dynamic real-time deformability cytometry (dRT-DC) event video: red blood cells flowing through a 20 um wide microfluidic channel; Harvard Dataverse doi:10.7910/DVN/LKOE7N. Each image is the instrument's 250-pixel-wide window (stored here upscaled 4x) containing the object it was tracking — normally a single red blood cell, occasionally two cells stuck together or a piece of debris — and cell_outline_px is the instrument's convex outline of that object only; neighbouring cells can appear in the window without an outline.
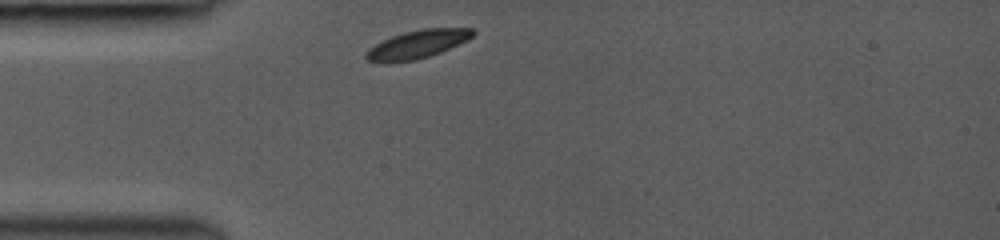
{"species": "common noctule bat (a hibernating species)", "species_latin": "Nyctalus noctula", "temperature_condition": "room temperature", "stored_images_in_passage": 23, "camera_frame_rate_fps": 3000, "um_per_image_px": 0.085, "animal": {"sex": "female", "body_mass_g": 19.0, "forearm_length_mm": 53.3}, "frame": {"image": 1, "passage_image": 1, "time_ms": 0.0, "image_size_px": [1000, 240], "cell_outline_px": [[476, 32], [472, 36], [440, 52], [416, 60], [384, 64], [368, 60], [364, 56], [364, 52], [368, 48], [392, 36], [404, 32], [420, 28], [472, 28]], "centroid_in_image_um": [35.39, 3.78], "position_along_channel_um": 49.6, "area_um2": 17.51}}
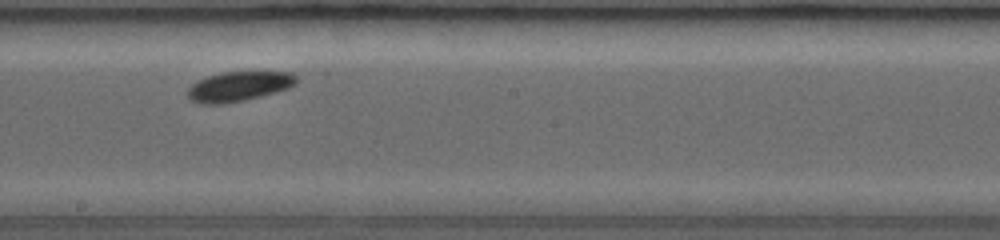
{"frame": {"image": 2, "passage_image": 10, "time_ms": 4.667, "image_size_px": [1000, 240], "cell_outline_px": [[296, 84], [288, 88], [276, 92], [244, 100], [224, 104], [200, 104], [192, 100], [188, 96], [188, 88], [196, 80], [220, 72], [292, 72], [296, 76]], "centroid_in_image_um": [20.28, 7.34], "position_along_channel_um": 227.9, "area_um2": 18.84}}
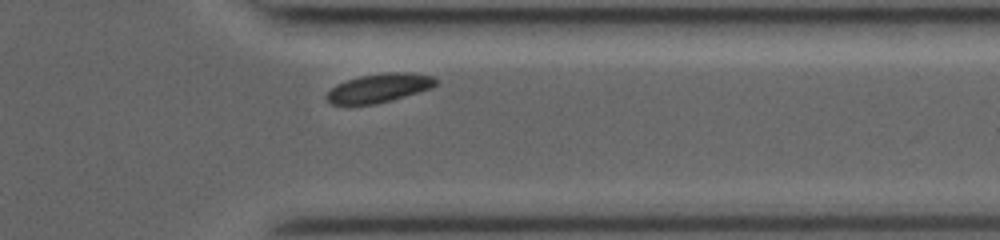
{"frame": {"image": 3, "passage_image": 20, "time_ms": 8.333, "image_size_px": [1000, 240], "cell_outline_px": [[436, 84], [432, 88], [376, 104], [332, 104], [328, 100], [328, 92], [336, 84], [360, 76], [388, 72], [408, 72], [432, 76], [436, 80]], "centroid_in_image_um": [32.24, 7.47], "position_along_channel_um": 379.2, "area_um2": 17.92}, "authors_computed_cell_mechanics": {"area_um2": 18.6116, "velocity_mm_per_s": 4.0863, "shape_relaxation_time_tau1_ms": 0.9707, "shape_relaxation_time_tau2_ms": null, "deformation_change_tau1": 0.0501, "deformation_change_tau2": null}}